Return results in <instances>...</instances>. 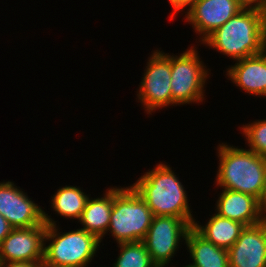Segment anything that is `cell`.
I'll list each match as a JSON object with an SVG mask.
<instances>
[{
    "instance_id": "cell-8",
    "label": "cell",
    "mask_w": 266,
    "mask_h": 267,
    "mask_svg": "<svg viewBox=\"0 0 266 267\" xmlns=\"http://www.w3.org/2000/svg\"><path fill=\"white\" fill-rule=\"evenodd\" d=\"M192 226L182 217L154 216L143 242L158 267H168ZM182 242V243H180Z\"/></svg>"
},
{
    "instance_id": "cell-1",
    "label": "cell",
    "mask_w": 266,
    "mask_h": 267,
    "mask_svg": "<svg viewBox=\"0 0 266 267\" xmlns=\"http://www.w3.org/2000/svg\"><path fill=\"white\" fill-rule=\"evenodd\" d=\"M233 63L266 49V12L242 9L202 43Z\"/></svg>"
},
{
    "instance_id": "cell-21",
    "label": "cell",
    "mask_w": 266,
    "mask_h": 267,
    "mask_svg": "<svg viewBox=\"0 0 266 267\" xmlns=\"http://www.w3.org/2000/svg\"><path fill=\"white\" fill-rule=\"evenodd\" d=\"M11 206V181H0V214L9 222Z\"/></svg>"
},
{
    "instance_id": "cell-3",
    "label": "cell",
    "mask_w": 266,
    "mask_h": 267,
    "mask_svg": "<svg viewBox=\"0 0 266 267\" xmlns=\"http://www.w3.org/2000/svg\"><path fill=\"white\" fill-rule=\"evenodd\" d=\"M218 144L216 188L250 194L260 201L266 179V157L227 142Z\"/></svg>"
},
{
    "instance_id": "cell-18",
    "label": "cell",
    "mask_w": 266,
    "mask_h": 267,
    "mask_svg": "<svg viewBox=\"0 0 266 267\" xmlns=\"http://www.w3.org/2000/svg\"><path fill=\"white\" fill-rule=\"evenodd\" d=\"M89 196L77 185L61 186L51 196V211L65 219L79 221Z\"/></svg>"
},
{
    "instance_id": "cell-5",
    "label": "cell",
    "mask_w": 266,
    "mask_h": 267,
    "mask_svg": "<svg viewBox=\"0 0 266 267\" xmlns=\"http://www.w3.org/2000/svg\"><path fill=\"white\" fill-rule=\"evenodd\" d=\"M153 217L146 202L131 185L113 186V208L106 235L112 236L117 244L143 241Z\"/></svg>"
},
{
    "instance_id": "cell-10",
    "label": "cell",
    "mask_w": 266,
    "mask_h": 267,
    "mask_svg": "<svg viewBox=\"0 0 266 267\" xmlns=\"http://www.w3.org/2000/svg\"><path fill=\"white\" fill-rule=\"evenodd\" d=\"M241 10L235 0H197L185 13L184 21L192 25L201 46L211 33Z\"/></svg>"
},
{
    "instance_id": "cell-16",
    "label": "cell",
    "mask_w": 266,
    "mask_h": 267,
    "mask_svg": "<svg viewBox=\"0 0 266 267\" xmlns=\"http://www.w3.org/2000/svg\"><path fill=\"white\" fill-rule=\"evenodd\" d=\"M209 216L210 218L205 224H201L195 219L192 227L211 243L226 250L230 249L239 238L245 225L216 213L209 214Z\"/></svg>"
},
{
    "instance_id": "cell-15",
    "label": "cell",
    "mask_w": 266,
    "mask_h": 267,
    "mask_svg": "<svg viewBox=\"0 0 266 267\" xmlns=\"http://www.w3.org/2000/svg\"><path fill=\"white\" fill-rule=\"evenodd\" d=\"M184 246L193 267H229L228 250L206 240L193 227L187 232Z\"/></svg>"
},
{
    "instance_id": "cell-13",
    "label": "cell",
    "mask_w": 266,
    "mask_h": 267,
    "mask_svg": "<svg viewBox=\"0 0 266 267\" xmlns=\"http://www.w3.org/2000/svg\"><path fill=\"white\" fill-rule=\"evenodd\" d=\"M215 204V213L238 222L245 226L261 223L266 219L260 202L250 194L220 189Z\"/></svg>"
},
{
    "instance_id": "cell-19",
    "label": "cell",
    "mask_w": 266,
    "mask_h": 267,
    "mask_svg": "<svg viewBox=\"0 0 266 267\" xmlns=\"http://www.w3.org/2000/svg\"><path fill=\"white\" fill-rule=\"evenodd\" d=\"M120 253L113 267H158L152 260L143 241L119 243Z\"/></svg>"
},
{
    "instance_id": "cell-26",
    "label": "cell",
    "mask_w": 266,
    "mask_h": 267,
    "mask_svg": "<svg viewBox=\"0 0 266 267\" xmlns=\"http://www.w3.org/2000/svg\"><path fill=\"white\" fill-rule=\"evenodd\" d=\"M259 202H260L261 208L263 210V213L266 217V179H265V183H264V190L262 193V197H261V200Z\"/></svg>"
},
{
    "instance_id": "cell-27",
    "label": "cell",
    "mask_w": 266,
    "mask_h": 267,
    "mask_svg": "<svg viewBox=\"0 0 266 267\" xmlns=\"http://www.w3.org/2000/svg\"><path fill=\"white\" fill-rule=\"evenodd\" d=\"M171 267V266H170ZM172 267H174V266H172ZM176 267V266H175ZM182 267H193V266H191L190 264H188V265H183Z\"/></svg>"
},
{
    "instance_id": "cell-25",
    "label": "cell",
    "mask_w": 266,
    "mask_h": 267,
    "mask_svg": "<svg viewBox=\"0 0 266 267\" xmlns=\"http://www.w3.org/2000/svg\"><path fill=\"white\" fill-rule=\"evenodd\" d=\"M1 267H43V263L1 262Z\"/></svg>"
},
{
    "instance_id": "cell-11",
    "label": "cell",
    "mask_w": 266,
    "mask_h": 267,
    "mask_svg": "<svg viewBox=\"0 0 266 267\" xmlns=\"http://www.w3.org/2000/svg\"><path fill=\"white\" fill-rule=\"evenodd\" d=\"M228 256L229 267H266V219L245 226Z\"/></svg>"
},
{
    "instance_id": "cell-22",
    "label": "cell",
    "mask_w": 266,
    "mask_h": 267,
    "mask_svg": "<svg viewBox=\"0 0 266 267\" xmlns=\"http://www.w3.org/2000/svg\"><path fill=\"white\" fill-rule=\"evenodd\" d=\"M196 1L197 0H168L173 9L172 13L170 14V21L175 19V16L181 12H183L181 15H184V13H186Z\"/></svg>"
},
{
    "instance_id": "cell-9",
    "label": "cell",
    "mask_w": 266,
    "mask_h": 267,
    "mask_svg": "<svg viewBox=\"0 0 266 267\" xmlns=\"http://www.w3.org/2000/svg\"><path fill=\"white\" fill-rule=\"evenodd\" d=\"M46 225L13 228L0 243V262L43 263Z\"/></svg>"
},
{
    "instance_id": "cell-4",
    "label": "cell",
    "mask_w": 266,
    "mask_h": 267,
    "mask_svg": "<svg viewBox=\"0 0 266 267\" xmlns=\"http://www.w3.org/2000/svg\"><path fill=\"white\" fill-rule=\"evenodd\" d=\"M51 217L44 210L43 267H88L99 252L101 241L80 227L60 232L59 222Z\"/></svg>"
},
{
    "instance_id": "cell-23",
    "label": "cell",
    "mask_w": 266,
    "mask_h": 267,
    "mask_svg": "<svg viewBox=\"0 0 266 267\" xmlns=\"http://www.w3.org/2000/svg\"><path fill=\"white\" fill-rule=\"evenodd\" d=\"M242 9L266 12V0H235Z\"/></svg>"
},
{
    "instance_id": "cell-17",
    "label": "cell",
    "mask_w": 266,
    "mask_h": 267,
    "mask_svg": "<svg viewBox=\"0 0 266 267\" xmlns=\"http://www.w3.org/2000/svg\"><path fill=\"white\" fill-rule=\"evenodd\" d=\"M9 223L13 228H28L44 223V209L11 181Z\"/></svg>"
},
{
    "instance_id": "cell-7",
    "label": "cell",
    "mask_w": 266,
    "mask_h": 267,
    "mask_svg": "<svg viewBox=\"0 0 266 267\" xmlns=\"http://www.w3.org/2000/svg\"><path fill=\"white\" fill-rule=\"evenodd\" d=\"M140 85H138L136 100L146 114L172 107L171 94V53L158 48L148 56ZM159 109V110H158Z\"/></svg>"
},
{
    "instance_id": "cell-20",
    "label": "cell",
    "mask_w": 266,
    "mask_h": 267,
    "mask_svg": "<svg viewBox=\"0 0 266 267\" xmlns=\"http://www.w3.org/2000/svg\"><path fill=\"white\" fill-rule=\"evenodd\" d=\"M248 149L266 157V118L254 120L238 127Z\"/></svg>"
},
{
    "instance_id": "cell-6",
    "label": "cell",
    "mask_w": 266,
    "mask_h": 267,
    "mask_svg": "<svg viewBox=\"0 0 266 267\" xmlns=\"http://www.w3.org/2000/svg\"><path fill=\"white\" fill-rule=\"evenodd\" d=\"M181 54H171L172 106L202 104L211 70L201 60L192 44ZM205 64V65H204Z\"/></svg>"
},
{
    "instance_id": "cell-12",
    "label": "cell",
    "mask_w": 266,
    "mask_h": 267,
    "mask_svg": "<svg viewBox=\"0 0 266 267\" xmlns=\"http://www.w3.org/2000/svg\"><path fill=\"white\" fill-rule=\"evenodd\" d=\"M226 77L249 96L266 97V49L228 65Z\"/></svg>"
},
{
    "instance_id": "cell-2",
    "label": "cell",
    "mask_w": 266,
    "mask_h": 267,
    "mask_svg": "<svg viewBox=\"0 0 266 267\" xmlns=\"http://www.w3.org/2000/svg\"><path fill=\"white\" fill-rule=\"evenodd\" d=\"M182 183L167 162H160L131 186L146 202L153 216L182 217L193 226L195 218Z\"/></svg>"
},
{
    "instance_id": "cell-24",
    "label": "cell",
    "mask_w": 266,
    "mask_h": 267,
    "mask_svg": "<svg viewBox=\"0 0 266 267\" xmlns=\"http://www.w3.org/2000/svg\"><path fill=\"white\" fill-rule=\"evenodd\" d=\"M13 227L10 223L0 214V243L12 231Z\"/></svg>"
},
{
    "instance_id": "cell-14",
    "label": "cell",
    "mask_w": 266,
    "mask_h": 267,
    "mask_svg": "<svg viewBox=\"0 0 266 267\" xmlns=\"http://www.w3.org/2000/svg\"><path fill=\"white\" fill-rule=\"evenodd\" d=\"M113 208V187L107 188L101 197L92 198L91 194L78 221L81 229L95 235L101 242L106 236Z\"/></svg>"
}]
</instances>
